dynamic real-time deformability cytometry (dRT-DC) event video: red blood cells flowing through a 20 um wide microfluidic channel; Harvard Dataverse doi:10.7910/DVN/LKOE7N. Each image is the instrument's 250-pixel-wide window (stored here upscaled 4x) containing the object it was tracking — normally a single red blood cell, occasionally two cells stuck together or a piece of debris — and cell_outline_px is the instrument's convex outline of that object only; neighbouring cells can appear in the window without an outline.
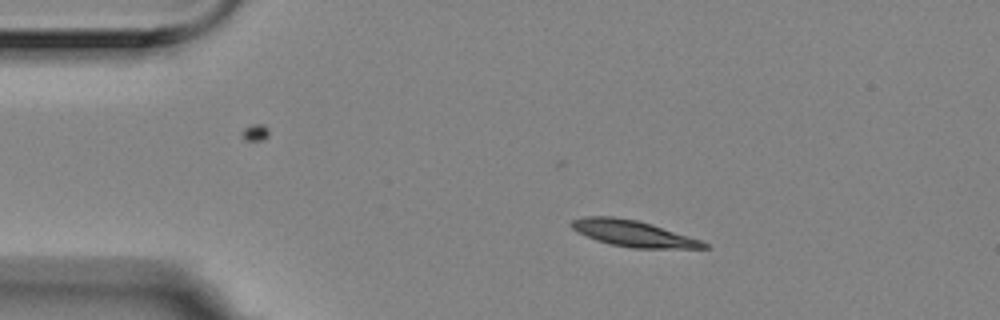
{"species": "Egyptian fruit bat (a non-hibernating species)", "species_latin": "Rousettus aegyptiacus", "temperature_condition": "room temperature", "stored_images_in_passage": 7, "camera_frame_rate_fps": 3000, "um_per_image_px": 0.085, "animal": {"sex": "female"}, "frame": {"image": 1, "passage_image": 1, "time_ms": 0.0, "image_size_px": [1000, 320], "cell_outline_px": [[708, 248], [632, 248], [608, 244], [596, 240], [576, 232], [568, 224], [572, 220], [584, 216], [612, 216], [636, 220], [652, 224], [700, 240], [708, 244]], "centroid_in_image_um": [53.74, 19.84], "position_along_channel_um": 31.3, "area_um2": 20.17}}
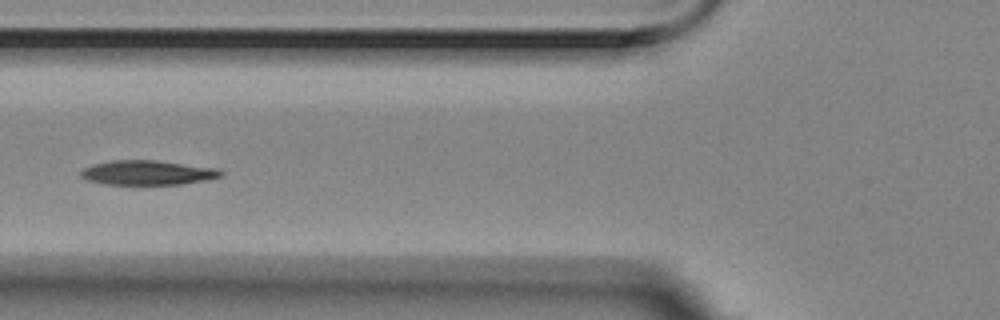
{"frame": {"image": 2, "passage_image": 4, "time_ms": 1.0, "image_size_px": [1000, 320], "cell_outline_px": [[224, 176], [204, 180], [180, 184], [104, 184], [88, 180], [80, 176], [80, 172], [84, 168], [92, 164], [112, 160], [156, 160], [216, 168], [224, 172]], "centroid_in_image_um": [12.53, 14.67], "position_along_channel_um": 113.3, "area_um2": 19.94}}
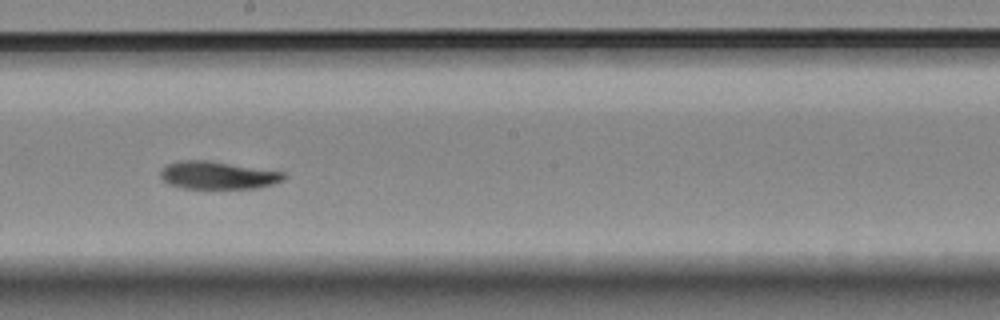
{"frame": {"image": 3, "passage_image": 7, "time_ms": 2.0, "image_size_px": [1000, 320], "cell_outline_px": [[288, 176], [284, 180], [260, 188], [184, 188], [168, 184], [160, 176], [160, 172], [168, 164], [180, 160], [208, 160], [284, 172]], "centroid_in_image_um": [18.54, 14.9], "position_along_channel_um": 229.7, "area_um2": 19.88}}